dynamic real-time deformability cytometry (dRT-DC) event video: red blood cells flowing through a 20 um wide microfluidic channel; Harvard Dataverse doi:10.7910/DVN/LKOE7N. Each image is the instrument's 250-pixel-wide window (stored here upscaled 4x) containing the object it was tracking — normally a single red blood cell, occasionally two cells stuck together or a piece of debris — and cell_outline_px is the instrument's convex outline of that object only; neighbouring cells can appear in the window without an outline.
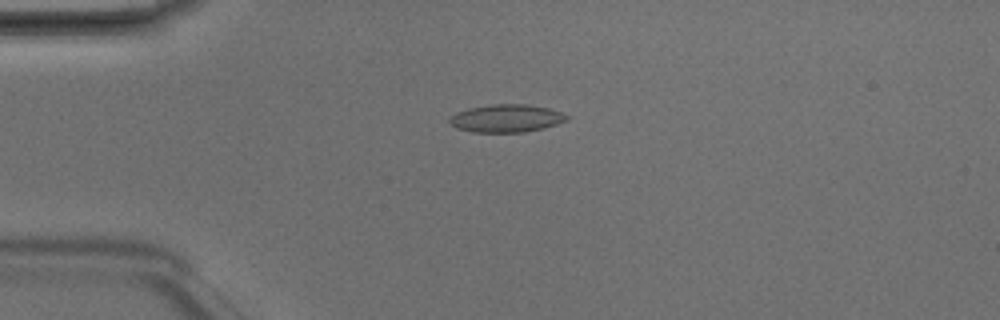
{"species": "Egyptian fruit bat (a non-hibernating species)", "species_latin": "Rousettus aegyptiacus", "temperature_condition": "room temperature", "stored_images_in_passage": 4, "camera_frame_rate_fps": 3000, "um_per_image_px": 0.085, "animal": {"sex": "male"}, "frame": {"image": 1, "passage_image": 2, "time_ms": 0.333, "image_size_px": [1000, 320], "cell_outline_px": [[572, 116], [568, 120], [556, 124], [524, 132], [472, 132], [456, 128], [448, 120], [456, 112], [468, 108], [492, 104], [524, 104], [548, 108]], "centroid_in_image_um": [43.04, 10.05], "position_along_channel_um": 42.0, "area_um2": 18.9}}
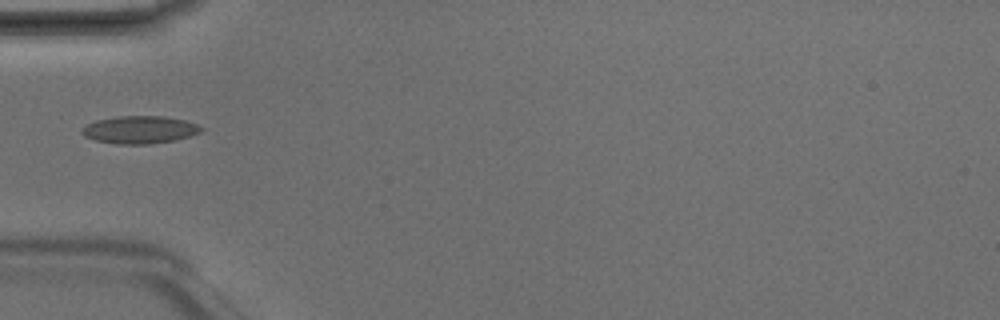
{"frame": {"image": 2, "passage_image": 3, "time_ms": 0.667, "image_size_px": [1000, 320], "cell_outline_px": [[204, 128], [200, 132], [176, 140], [148, 144], [116, 144], [96, 140], [84, 136], [80, 132], [80, 128], [96, 120], [116, 116], [164, 116], [184, 120], [196, 124]], "centroid_in_image_um": [11.84, 11.02], "position_along_channel_um": 73.2, "area_um2": 19.19}}